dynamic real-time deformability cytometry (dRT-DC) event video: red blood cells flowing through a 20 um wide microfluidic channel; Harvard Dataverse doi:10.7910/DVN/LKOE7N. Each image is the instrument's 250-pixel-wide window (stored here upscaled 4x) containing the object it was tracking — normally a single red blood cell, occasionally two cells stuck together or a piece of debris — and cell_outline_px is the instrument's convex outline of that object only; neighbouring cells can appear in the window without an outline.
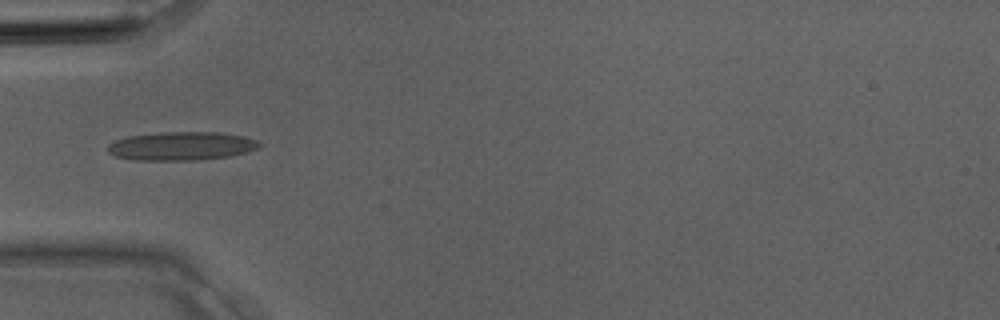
{"species": "Egyptian fruit bat (a non-hibernating species)", "species_latin": "Rousettus aegyptiacus", "temperature_condition": "room temperature", "stored_images_in_passage": 4, "camera_frame_rate_fps": 3000, "um_per_image_px": 0.085, "animal": {"sex": "male"}, "frame": {"image": 1, "passage_image": 4, "time_ms": 1.0, "image_size_px": [1000, 320], "cell_outline_px": [[264, 144], [248, 152], [232, 156], [200, 160], [132, 160], [116, 156], [108, 152], [108, 144], [116, 140], [128, 136], [160, 132], [220, 132], [244, 136], [256, 140]], "centroid_in_image_um": [15.45, 12.41], "position_along_channel_um": 69.5, "area_um2": 25.43}}